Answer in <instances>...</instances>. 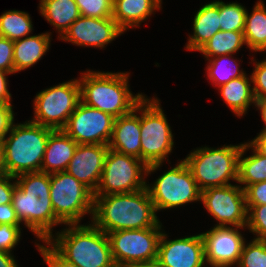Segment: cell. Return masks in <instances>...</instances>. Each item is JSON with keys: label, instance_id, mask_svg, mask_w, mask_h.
I'll return each mask as SVG.
<instances>
[{"label": "cell", "instance_id": "cell-1", "mask_svg": "<svg viewBox=\"0 0 266 267\" xmlns=\"http://www.w3.org/2000/svg\"><path fill=\"white\" fill-rule=\"evenodd\" d=\"M93 225L106 234L117 230L161 228L149 191L94 196Z\"/></svg>", "mask_w": 266, "mask_h": 267}, {"label": "cell", "instance_id": "cell-2", "mask_svg": "<svg viewBox=\"0 0 266 267\" xmlns=\"http://www.w3.org/2000/svg\"><path fill=\"white\" fill-rule=\"evenodd\" d=\"M12 204L20 222L45 242L53 239L52 227L62 222L55 216L50 199V174L31 172L15 177ZM18 178V179H17Z\"/></svg>", "mask_w": 266, "mask_h": 267}, {"label": "cell", "instance_id": "cell-3", "mask_svg": "<svg viewBox=\"0 0 266 267\" xmlns=\"http://www.w3.org/2000/svg\"><path fill=\"white\" fill-rule=\"evenodd\" d=\"M56 234V239L45 243L67 262L77 267H117L108 234L93 224H69L68 229Z\"/></svg>", "mask_w": 266, "mask_h": 267}, {"label": "cell", "instance_id": "cell-4", "mask_svg": "<svg viewBox=\"0 0 266 267\" xmlns=\"http://www.w3.org/2000/svg\"><path fill=\"white\" fill-rule=\"evenodd\" d=\"M127 73L87 71L80 78L81 102L117 118L130 113L145 97L133 96Z\"/></svg>", "mask_w": 266, "mask_h": 267}, {"label": "cell", "instance_id": "cell-5", "mask_svg": "<svg viewBox=\"0 0 266 267\" xmlns=\"http://www.w3.org/2000/svg\"><path fill=\"white\" fill-rule=\"evenodd\" d=\"M53 129L32 121L12 124L10 135L1 142L6 174L18 176L40 172L48 137Z\"/></svg>", "mask_w": 266, "mask_h": 267}, {"label": "cell", "instance_id": "cell-6", "mask_svg": "<svg viewBox=\"0 0 266 267\" xmlns=\"http://www.w3.org/2000/svg\"><path fill=\"white\" fill-rule=\"evenodd\" d=\"M242 146L243 144L218 149L199 148L184 159L200 191L231 185L230 179L238 181V158Z\"/></svg>", "mask_w": 266, "mask_h": 267}, {"label": "cell", "instance_id": "cell-7", "mask_svg": "<svg viewBox=\"0 0 266 267\" xmlns=\"http://www.w3.org/2000/svg\"><path fill=\"white\" fill-rule=\"evenodd\" d=\"M140 110L141 160L147 165V174L156 171L172 151L174 142L170 126L159 100L145 97L138 103Z\"/></svg>", "mask_w": 266, "mask_h": 267}, {"label": "cell", "instance_id": "cell-8", "mask_svg": "<svg viewBox=\"0 0 266 267\" xmlns=\"http://www.w3.org/2000/svg\"><path fill=\"white\" fill-rule=\"evenodd\" d=\"M50 199L64 224H79L86 213L93 214V192L66 171L50 174Z\"/></svg>", "mask_w": 266, "mask_h": 267}, {"label": "cell", "instance_id": "cell-9", "mask_svg": "<svg viewBox=\"0 0 266 267\" xmlns=\"http://www.w3.org/2000/svg\"><path fill=\"white\" fill-rule=\"evenodd\" d=\"M142 174L147 175V165L142 160L109 149L93 196L136 192L146 188Z\"/></svg>", "mask_w": 266, "mask_h": 267}, {"label": "cell", "instance_id": "cell-10", "mask_svg": "<svg viewBox=\"0 0 266 267\" xmlns=\"http://www.w3.org/2000/svg\"><path fill=\"white\" fill-rule=\"evenodd\" d=\"M80 101L77 79L50 87L36 95L34 119L31 121L53 130H62Z\"/></svg>", "mask_w": 266, "mask_h": 267}, {"label": "cell", "instance_id": "cell-11", "mask_svg": "<svg viewBox=\"0 0 266 267\" xmlns=\"http://www.w3.org/2000/svg\"><path fill=\"white\" fill-rule=\"evenodd\" d=\"M161 228L117 230L108 233L117 267L156 262Z\"/></svg>", "mask_w": 266, "mask_h": 267}, {"label": "cell", "instance_id": "cell-12", "mask_svg": "<svg viewBox=\"0 0 266 267\" xmlns=\"http://www.w3.org/2000/svg\"><path fill=\"white\" fill-rule=\"evenodd\" d=\"M146 187L156 211L199 201L201 197L196 180L184 160L160 176L153 186L147 184Z\"/></svg>", "mask_w": 266, "mask_h": 267}, {"label": "cell", "instance_id": "cell-13", "mask_svg": "<svg viewBox=\"0 0 266 267\" xmlns=\"http://www.w3.org/2000/svg\"><path fill=\"white\" fill-rule=\"evenodd\" d=\"M115 117L79 102L62 129L77 144L108 145Z\"/></svg>", "mask_w": 266, "mask_h": 267}, {"label": "cell", "instance_id": "cell-14", "mask_svg": "<svg viewBox=\"0 0 266 267\" xmlns=\"http://www.w3.org/2000/svg\"><path fill=\"white\" fill-rule=\"evenodd\" d=\"M200 200L214 218L217 226L229 224L244 228L247 225V205L244 189L240 186L225 185L201 191Z\"/></svg>", "mask_w": 266, "mask_h": 267}, {"label": "cell", "instance_id": "cell-15", "mask_svg": "<svg viewBox=\"0 0 266 267\" xmlns=\"http://www.w3.org/2000/svg\"><path fill=\"white\" fill-rule=\"evenodd\" d=\"M215 226L202 233L205 261L212 267H230L239 263L245 241L240 227Z\"/></svg>", "mask_w": 266, "mask_h": 267}, {"label": "cell", "instance_id": "cell-16", "mask_svg": "<svg viewBox=\"0 0 266 267\" xmlns=\"http://www.w3.org/2000/svg\"><path fill=\"white\" fill-rule=\"evenodd\" d=\"M162 233L158 244L156 262L162 267H202L205 261L201 234L167 240Z\"/></svg>", "mask_w": 266, "mask_h": 267}, {"label": "cell", "instance_id": "cell-17", "mask_svg": "<svg viewBox=\"0 0 266 267\" xmlns=\"http://www.w3.org/2000/svg\"><path fill=\"white\" fill-rule=\"evenodd\" d=\"M123 32L113 18L80 16L59 38L80 46L104 48Z\"/></svg>", "mask_w": 266, "mask_h": 267}, {"label": "cell", "instance_id": "cell-18", "mask_svg": "<svg viewBox=\"0 0 266 267\" xmlns=\"http://www.w3.org/2000/svg\"><path fill=\"white\" fill-rule=\"evenodd\" d=\"M108 150V145L78 144L66 172L94 193L100 182Z\"/></svg>", "mask_w": 266, "mask_h": 267}, {"label": "cell", "instance_id": "cell-19", "mask_svg": "<svg viewBox=\"0 0 266 267\" xmlns=\"http://www.w3.org/2000/svg\"><path fill=\"white\" fill-rule=\"evenodd\" d=\"M138 104L128 114L115 118L109 149L136 157L141 160L140 116Z\"/></svg>", "mask_w": 266, "mask_h": 267}, {"label": "cell", "instance_id": "cell-20", "mask_svg": "<svg viewBox=\"0 0 266 267\" xmlns=\"http://www.w3.org/2000/svg\"><path fill=\"white\" fill-rule=\"evenodd\" d=\"M78 144L63 130H53L47 141L40 172L66 171Z\"/></svg>", "mask_w": 266, "mask_h": 267}, {"label": "cell", "instance_id": "cell-21", "mask_svg": "<svg viewBox=\"0 0 266 267\" xmlns=\"http://www.w3.org/2000/svg\"><path fill=\"white\" fill-rule=\"evenodd\" d=\"M161 0H113V20L126 31L139 26L154 10L161 8Z\"/></svg>", "mask_w": 266, "mask_h": 267}, {"label": "cell", "instance_id": "cell-22", "mask_svg": "<svg viewBox=\"0 0 266 267\" xmlns=\"http://www.w3.org/2000/svg\"><path fill=\"white\" fill-rule=\"evenodd\" d=\"M194 34L189 36L187 50L198 51L213 35L219 32V0L200 8L193 21Z\"/></svg>", "mask_w": 266, "mask_h": 267}, {"label": "cell", "instance_id": "cell-23", "mask_svg": "<svg viewBox=\"0 0 266 267\" xmlns=\"http://www.w3.org/2000/svg\"><path fill=\"white\" fill-rule=\"evenodd\" d=\"M50 34L27 36L14 41L13 62L15 73L31 67L49 50Z\"/></svg>", "mask_w": 266, "mask_h": 267}, {"label": "cell", "instance_id": "cell-24", "mask_svg": "<svg viewBox=\"0 0 266 267\" xmlns=\"http://www.w3.org/2000/svg\"><path fill=\"white\" fill-rule=\"evenodd\" d=\"M40 13L58 29L61 37L81 16L74 0H41Z\"/></svg>", "mask_w": 266, "mask_h": 267}, {"label": "cell", "instance_id": "cell-25", "mask_svg": "<svg viewBox=\"0 0 266 267\" xmlns=\"http://www.w3.org/2000/svg\"><path fill=\"white\" fill-rule=\"evenodd\" d=\"M250 85L249 78L245 74L219 86L222 98L239 117L246 113L251 103H255L253 88Z\"/></svg>", "mask_w": 266, "mask_h": 267}, {"label": "cell", "instance_id": "cell-26", "mask_svg": "<svg viewBox=\"0 0 266 267\" xmlns=\"http://www.w3.org/2000/svg\"><path fill=\"white\" fill-rule=\"evenodd\" d=\"M244 39L252 51H266V9L259 1L251 15L246 12Z\"/></svg>", "mask_w": 266, "mask_h": 267}, {"label": "cell", "instance_id": "cell-27", "mask_svg": "<svg viewBox=\"0 0 266 267\" xmlns=\"http://www.w3.org/2000/svg\"><path fill=\"white\" fill-rule=\"evenodd\" d=\"M243 44H246L243 32L220 30L211 37L198 51L204 54L206 59L221 55H232Z\"/></svg>", "mask_w": 266, "mask_h": 267}, {"label": "cell", "instance_id": "cell-28", "mask_svg": "<svg viewBox=\"0 0 266 267\" xmlns=\"http://www.w3.org/2000/svg\"><path fill=\"white\" fill-rule=\"evenodd\" d=\"M247 150V143H244L238 158V181L243 183L245 189L248 185L266 181V156L259 154L253 148V155L243 158Z\"/></svg>", "mask_w": 266, "mask_h": 267}, {"label": "cell", "instance_id": "cell-29", "mask_svg": "<svg viewBox=\"0 0 266 267\" xmlns=\"http://www.w3.org/2000/svg\"><path fill=\"white\" fill-rule=\"evenodd\" d=\"M32 22L26 12L9 10L0 16V36L15 41L28 36Z\"/></svg>", "mask_w": 266, "mask_h": 267}, {"label": "cell", "instance_id": "cell-30", "mask_svg": "<svg viewBox=\"0 0 266 267\" xmlns=\"http://www.w3.org/2000/svg\"><path fill=\"white\" fill-rule=\"evenodd\" d=\"M207 60H209V65H207L208 66L207 67L208 77L210 80H212L213 83H215L214 85L221 86L223 84L228 83L232 79L239 78L246 74L243 71L239 70L237 66L238 64H236V61L234 62L230 58V55H221V56L213 57L212 59L213 61L210 59H207ZM225 60L226 62L227 61L231 62L232 60L231 62L233 63L232 66L235 68H231L232 66L229 67L228 63H227L228 67H226L227 64H225L226 62L224 63Z\"/></svg>", "mask_w": 266, "mask_h": 267}, {"label": "cell", "instance_id": "cell-31", "mask_svg": "<svg viewBox=\"0 0 266 267\" xmlns=\"http://www.w3.org/2000/svg\"><path fill=\"white\" fill-rule=\"evenodd\" d=\"M246 9L238 3L219 1V21L222 31L243 32L245 27Z\"/></svg>", "mask_w": 266, "mask_h": 267}, {"label": "cell", "instance_id": "cell-32", "mask_svg": "<svg viewBox=\"0 0 266 267\" xmlns=\"http://www.w3.org/2000/svg\"><path fill=\"white\" fill-rule=\"evenodd\" d=\"M239 267H266V240L253 239L243 246Z\"/></svg>", "mask_w": 266, "mask_h": 267}, {"label": "cell", "instance_id": "cell-33", "mask_svg": "<svg viewBox=\"0 0 266 267\" xmlns=\"http://www.w3.org/2000/svg\"><path fill=\"white\" fill-rule=\"evenodd\" d=\"M81 16L92 18H112L113 0H74Z\"/></svg>", "mask_w": 266, "mask_h": 267}, {"label": "cell", "instance_id": "cell-34", "mask_svg": "<svg viewBox=\"0 0 266 267\" xmlns=\"http://www.w3.org/2000/svg\"><path fill=\"white\" fill-rule=\"evenodd\" d=\"M247 228L256 233L257 240H266V204L247 207Z\"/></svg>", "mask_w": 266, "mask_h": 267}, {"label": "cell", "instance_id": "cell-35", "mask_svg": "<svg viewBox=\"0 0 266 267\" xmlns=\"http://www.w3.org/2000/svg\"><path fill=\"white\" fill-rule=\"evenodd\" d=\"M20 225L0 224V251L11 253L21 236Z\"/></svg>", "mask_w": 266, "mask_h": 267}, {"label": "cell", "instance_id": "cell-36", "mask_svg": "<svg viewBox=\"0 0 266 267\" xmlns=\"http://www.w3.org/2000/svg\"><path fill=\"white\" fill-rule=\"evenodd\" d=\"M250 80L254 83L253 94L255 99H266V59L255 64Z\"/></svg>", "mask_w": 266, "mask_h": 267}, {"label": "cell", "instance_id": "cell-37", "mask_svg": "<svg viewBox=\"0 0 266 267\" xmlns=\"http://www.w3.org/2000/svg\"><path fill=\"white\" fill-rule=\"evenodd\" d=\"M13 51L14 41L0 36V70L15 73Z\"/></svg>", "mask_w": 266, "mask_h": 267}, {"label": "cell", "instance_id": "cell-38", "mask_svg": "<svg viewBox=\"0 0 266 267\" xmlns=\"http://www.w3.org/2000/svg\"><path fill=\"white\" fill-rule=\"evenodd\" d=\"M244 192L247 207L266 204V181L248 185Z\"/></svg>", "mask_w": 266, "mask_h": 267}, {"label": "cell", "instance_id": "cell-39", "mask_svg": "<svg viewBox=\"0 0 266 267\" xmlns=\"http://www.w3.org/2000/svg\"><path fill=\"white\" fill-rule=\"evenodd\" d=\"M37 245L48 267H77L63 259L52 247Z\"/></svg>", "mask_w": 266, "mask_h": 267}, {"label": "cell", "instance_id": "cell-40", "mask_svg": "<svg viewBox=\"0 0 266 267\" xmlns=\"http://www.w3.org/2000/svg\"><path fill=\"white\" fill-rule=\"evenodd\" d=\"M14 121V113L11 104L0 102V144L9 133Z\"/></svg>", "mask_w": 266, "mask_h": 267}, {"label": "cell", "instance_id": "cell-41", "mask_svg": "<svg viewBox=\"0 0 266 267\" xmlns=\"http://www.w3.org/2000/svg\"><path fill=\"white\" fill-rule=\"evenodd\" d=\"M16 179L14 176L5 174L0 177V205L12 203L13 193L16 182L10 183L11 180Z\"/></svg>", "mask_w": 266, "mask_h": 267}, {"label": "cell", "instance_id": "cell-42", "mask_svg": "<svg viewBox=\"0 0 266 267\" xmlns=\"http://www.w3.org/2000/svg\"><path fill=\"white\" fill-rule=\"evenodd\" d=\"M12 203L0 205V224L20 225Z\"/></svg>", "mask_w": 266, "mask_h": 267}, {"label": "cell", "instance_id": "cell-43", "mask_svg": "<svg viewBox=\"0 0 266 267\" xmlns=\"http://www.w3.org/2000/svg\"><path fill=\"white\" fill-rule=\"evenodd\" d=\"M6 74H12L10 72H6L0 70V102L5 104H11V94L7 89V78Z\"/></svg>", "mask_w": 266, "mask_h": 267}, {"label": "cell", "instance_id": "cell-44", "mask_svg": "<svg viewBox=\"0 0 266 267\" xmlns=\"http://www.w3.org/2000/svg\"><path fill=\"white\" fill-rule=\"evenodd\" d=\"M254 148L259 154L266 156V132L262 131L253 141L247 143V148Z\"/></svg>", "mask_w": 266, "mask_h": 267}, {"label": "cell", "instance_id": "cell-45", "mask_svg": "<svg viewBox=\"0 0 266 267\" xmlns=\"http://www.w3.org/2000/svg\"><path fill=\"white\" fill-rule=\"evenodd\" d=\"M0 267H18L11 253L0 251Z\"/></svg>", "mask_w": 266, "mask_h": 267}, {"label": "cell", "instance_id": "cell-46", "mask_svg": "<svg viewBox=\"0 0 266 267\" xmlns=\"http://www.w3.org/2000/svg\"><path fill=\"white\" fill-rule=\"evenodd\" d=\"M254 104L259 110H261L262 120L265 123V127L262 129V131L266 132V99H255Z\"/></svg>", "mask_w": 266, "mask_h": 267}, {"label": "cell", "instance_id": "cell-47", "mask_svg": "<svg viewBox=\"0 0 266 267\" xmlns=\"http://www.w3.org/2000/svg\"><path fill=\"white\" fill-rule=\"evenodd\" d=\"M6 174L4 163H3V151L2 146L0 144V177L4 176Z\"/></svg>", "mask_w": 266, "mask_h": 267}, {"label": "cell", "instance_id": "cell-48", "mask_svg": "<svg viewBox=\"0 0 266 267\" xmlns=\"http://www.w3.org/2000/svg\"><path fill=\"white\" fill-rule=\"evenodd\" d=\"M134 267H162V266L159 265L157 262H152V263L136 265Z\"/></svg>", "mask_w": 266, "mask_h": 267}]
</instances>
